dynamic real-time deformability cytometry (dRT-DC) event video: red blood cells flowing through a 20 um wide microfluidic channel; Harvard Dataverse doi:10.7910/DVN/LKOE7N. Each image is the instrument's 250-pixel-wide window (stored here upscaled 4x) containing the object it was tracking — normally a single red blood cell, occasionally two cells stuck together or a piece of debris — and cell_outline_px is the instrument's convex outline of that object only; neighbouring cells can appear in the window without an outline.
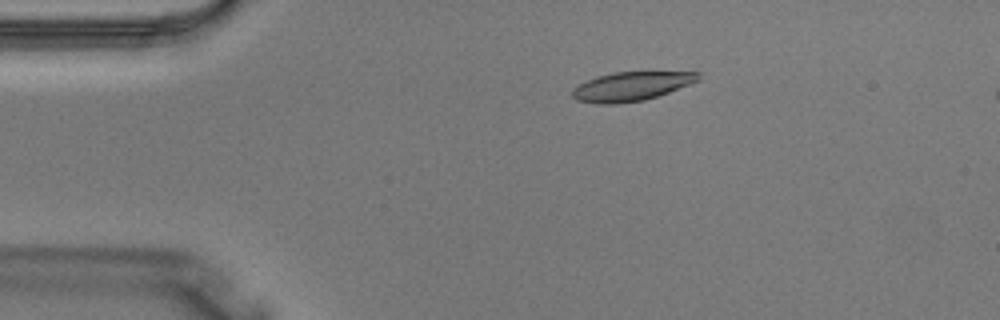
{"species": "Egyptian fruit bat (a non-hibernating species)", "species_latin": "Rousettus aegyptiacus", "temperature_condition": "warm", "stored_images_in_passage": 2, "camera_frame_rate_fps": 3000, "um_per_image_px": 0.085, "animal": {"sex": "male"}, "frame": {"image": 1, "passage_image": 2, "time_ms": 0.333, "image_size_px": [1000, 320], "cell_outline_px": [[700, 80], [668, 92], [644, 100], [616, 104], [596, 104], [576, 100], [572, 96], [572, 88], [596, 76], [616, 72], [700, 72]], "centroid_in_image_um": [53.63, 7.34], "position_along_channel_um": 31.4, "area_um2": 21.15}}